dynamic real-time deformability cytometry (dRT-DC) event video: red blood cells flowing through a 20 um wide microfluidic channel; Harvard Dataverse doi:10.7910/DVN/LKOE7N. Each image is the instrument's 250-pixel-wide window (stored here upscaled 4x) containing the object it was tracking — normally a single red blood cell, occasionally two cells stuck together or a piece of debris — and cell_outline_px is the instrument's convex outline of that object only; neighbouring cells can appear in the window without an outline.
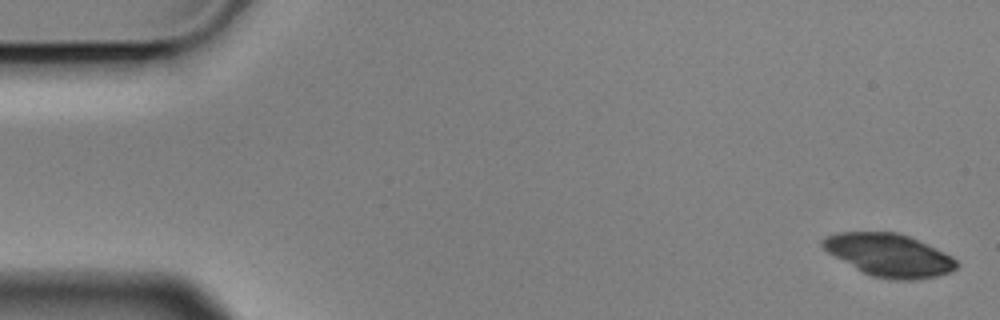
{"species": "Egyptian fruit bat (a non-hibernating species)", "species_latin": "Rousettus aegyptiacus", "temperature_condition": "cold", "stored_images_in_passage": 6, "camera_frame_rate_fps": 3000, "um_per_image_px": 0.085, "animal": {"sex": "male"}, "frame": {"image": 1, "passage_image": 1, "time_ms": 0.0, "image_size_px": [1000, 320], "cell_outline_px": [[960, 264], [956, 268], [948, 272], [936, 276], [916, 280], [892, 280], [872, 276], [864, 272], [828, 252], [820, 244], [820, 240], [824, 236], [836, 232], [896, 232], [908, 236], [944, 252], [952, 256]], "centroid_in_image_um": [75.57, 21.68], "position_along_channel_um": 9.4, "area_um2": 33.06}}